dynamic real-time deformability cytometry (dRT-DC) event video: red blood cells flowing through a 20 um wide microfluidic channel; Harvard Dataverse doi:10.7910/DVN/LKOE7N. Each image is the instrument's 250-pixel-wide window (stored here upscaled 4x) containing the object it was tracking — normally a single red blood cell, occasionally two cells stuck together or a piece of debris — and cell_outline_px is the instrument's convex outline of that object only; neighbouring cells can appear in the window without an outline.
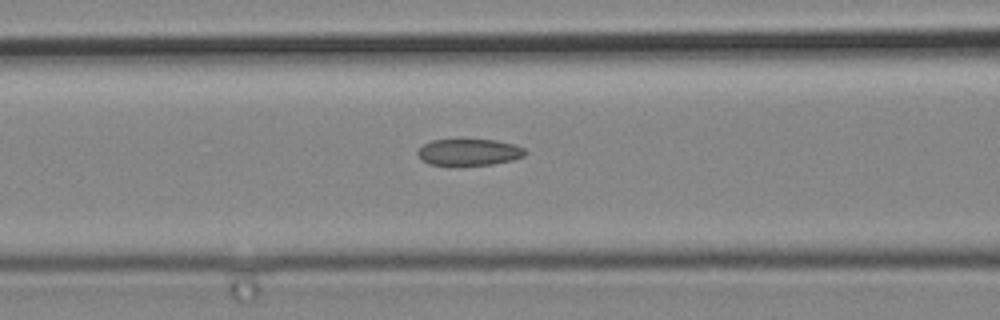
{"species": "common noctule bat (a hibernating species)", "species_latin": "Nyctalus noctula", "temperature_condition": "cold", "stored_images_in_passage": 7, "camera_frame_rate_fps": 3000, "um_per_image_px": 0.085, "animal": {"sex": "male", "body_mass_g": 19.2, "forearm_length_mm": 51.8}, "frame": {"image": 1, "passage_image": 5, "time_ms": 1.333, "image_size_px": [1000, 320], "cell_outline_px": [[528, 152], [524, 156], [512, 160], [492, 164], [460, 168], [448, 168], [428, 164], [416, 152], [424, 144], [432, 140], [496, 140], [512, 144], [524, 148]], "centroid_in_image_um": [39.84, 12.99], "position_along_channel_um": 126.8, "area_um2": 17.28}}
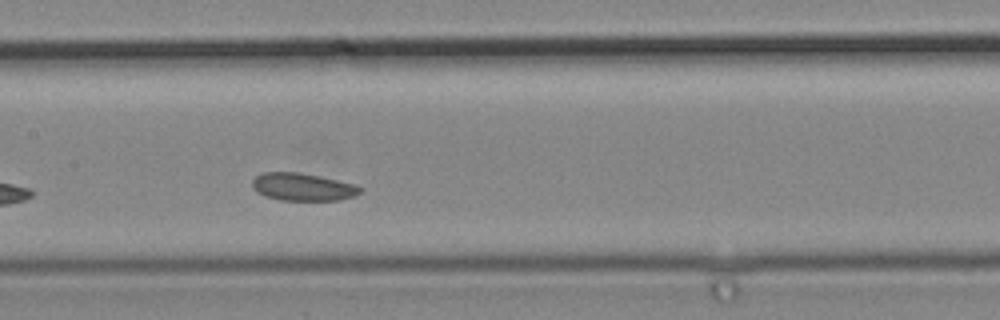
{"frame": {"image": 2, "passage_image": 7, "time_ms": 2.0, "image_size_px": [1000, 320], "cell_outline_px": [[364, 188], [356, 196], [340, 200], [280, 200], [268, 196], [252, 188], [252, 180], [256, 176], [264, 172], [296, 172], [356, 184]], "centroid_in_image_um": [25.77, 15.89], "position_along_channel_um": 181.6, "area_um2": 17.17}}